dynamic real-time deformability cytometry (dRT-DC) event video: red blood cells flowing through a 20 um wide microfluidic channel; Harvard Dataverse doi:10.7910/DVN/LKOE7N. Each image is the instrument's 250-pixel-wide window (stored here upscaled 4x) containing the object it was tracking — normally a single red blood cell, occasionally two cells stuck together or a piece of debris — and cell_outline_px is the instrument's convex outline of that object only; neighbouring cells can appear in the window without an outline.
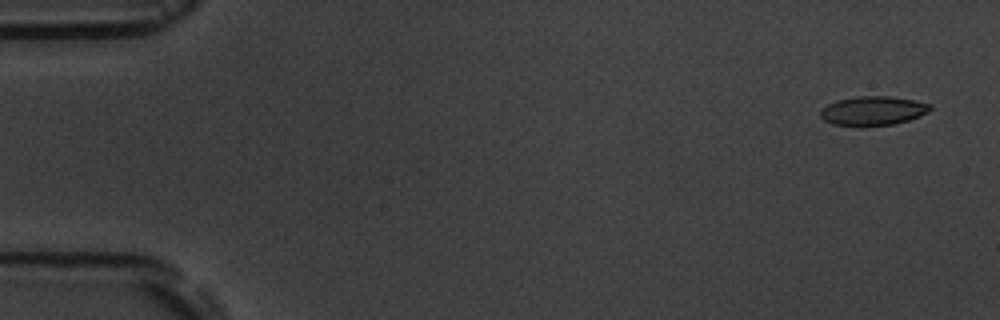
{"species": "common noctule bat (a hibernating species)", "species_latin": "Nyctalus noctula", "temperature_condition": "room temperature", "stored_images_in_passage": 6, "segment_of_instrument_passage": [2, 2], "camera_frame_rate_fps": 3000, "um_per_image_px": 0.085, "animal": {"sex": "male", "body_mass_g": 19.5, "forearm_length_mm": 54.6}, "frame": {"image": 1, "passage_image": 6, "time_ms": 6.667, "image_size_px": [1000, 320], "cell_outline_px": [[932, 108], [928, 112], [920, 116], [908, 120], [892, 124], [832, 124], [824, 120], [820, 116], [820, 112], [828, 104], [836, 100], [856, 96], [892, 96], [932, 104]], "centroid_in_image_um": [74.23, 9.38], "position_along_channel_um": 10.8, "area_um2": 18.15}}